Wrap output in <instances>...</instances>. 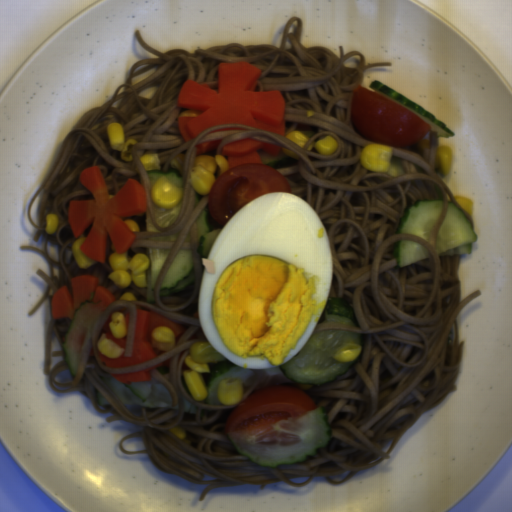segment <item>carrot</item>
<instances>
[{
  "mask_svg": "<svg viewBox=\"0 0 512 512\" xmlns=\"http://www.w3.org/2000/svg\"><path fill=\"white\" fill-rule=\"evenodd\" d=\"M262 69L247 61L218 65V88L186 79L177 106L199 110V116H180L179 132L188 142L216 125L243 124L285 137L286 100L281 90H256Z\"/></svg>",
  "mask_w": 512,
  "mask_h": 512,
  "instance_id": "carrot-1",
  "label": "carrot"
},
{
  "mask_svg": "<svg viewBox=\"0 0 512 512\" xmlns=\"http://www.w3.org/2000/svg\"><path fill=\"white\" fill-rule=\"evenodd\" d=\"M79 180L93 195V199L69 201L68 223L73 237L81 235L91 224L80 250L86 258L105 262L109 235L117 254H125L135 235L122 217L148 211L141 182L128 178L115 194L110 195L99 165L82 169Z\"/></svg>",
  "mask_w": 512,
  "mask_h": 512,
  "instance_id": "carrot-2",
  "label": "carrot"
},
{
  "mask_svg": "<svg viewBox=\"0 0 512 512\" xmlns=\"http://www.w3.org/2000/svg\"><path fill=\"white\" fill-rule=\"evenodd\" d=\"M120 312L124 315L126 327V333L123 337H114L110 327V323L112 321L111 316L107 318L100 331L101 336L105 335L106 338L114 342L121 349H124L123 354L118 358H107L98 349L97 354L99 360L103 365L110 368H123L137 365L164 354L165 351L158 350L153 346L151 333L156 326L169 327L173 331L175 342L182 331L180 324L160 313L150 309H137L133 339L131 343V356H126L125 349L127 344L130 311L129 309H125Z\"/></svg>",
  "mask_w": 512,
  "mask_h": 512,
  "instance_id": "carrot-3",
  "label": "carrot"
},
{
  "mask_svg": "<svg viewBox=\"0 0 512 512\" xmlns=\"http://www.w3.org/2000/svg\"><path fill=\"white\" fill-rule=\"evenodd\" d=\"M98 279L93 275H80L70 279L72 293L65 286H61L54 293L51 300V314L57 318H70L73 320L78 306L89 300L90 293L94 292L93 302L99 303L104 310L113 303L115 295L105 286H98Z\"/></svg>",
  "mask_w": 512,
  "mask_h": 512,
  "instance_id": "carrot-4",
  "label": "carrot"
},
{
  "mask_svg": "<svg viewBox=\"0 0 512 512\" xmlns=\"http://www.w3.org/2000/svg\"><path fill=\"white\" fill-rule=\"evenodd\" d=\"M261 150L271 157L280 156L282 148L253 138H243L226 143L220 152L230 168L245 163H262L258 151Z\"/></svg>",
  "mask_w": 512,
  "mask_h": 512,
  "instance_id": "carrot-5",
  "label": "carrot"
},
{
  "mask_svg": "<svg viewBox=\"0 0 512 512\" xmlns=\"http://www.w3.org/2000/svg\"><path fill=\"white\" fill-rule=\"evenodd\" d=\"M170 362L169 357L162 361L159 364L150 366L148 368L134 371V372H128V373H107L112 378L120 382L121 384H131V383H137V382H144V381H151V372L153 369L162 367L165 364Z\"/></svg>",
  "mask_w": 512,
  "mask_h": 512,
  "instance_id": "carrot-6",
  "label": "carrot"
},
{
  "mask_svg": "<svg viewBox=\"0 0 512 512\" xmlns=\"http://www.w3.org/2000/svg\"><path fill=\"white\" fill-rule=\"evenodd\" d=\"M221 142V139H217L195 144V147L197 149L196 158L199 155L215 158V156L217 155V149L220 146Z\"/></svg>",
  "mask_w": 512,
  "mask_h": 512,
  "instance_id": "carrot-7",
  "label": "carrot"
}]
</instances>
